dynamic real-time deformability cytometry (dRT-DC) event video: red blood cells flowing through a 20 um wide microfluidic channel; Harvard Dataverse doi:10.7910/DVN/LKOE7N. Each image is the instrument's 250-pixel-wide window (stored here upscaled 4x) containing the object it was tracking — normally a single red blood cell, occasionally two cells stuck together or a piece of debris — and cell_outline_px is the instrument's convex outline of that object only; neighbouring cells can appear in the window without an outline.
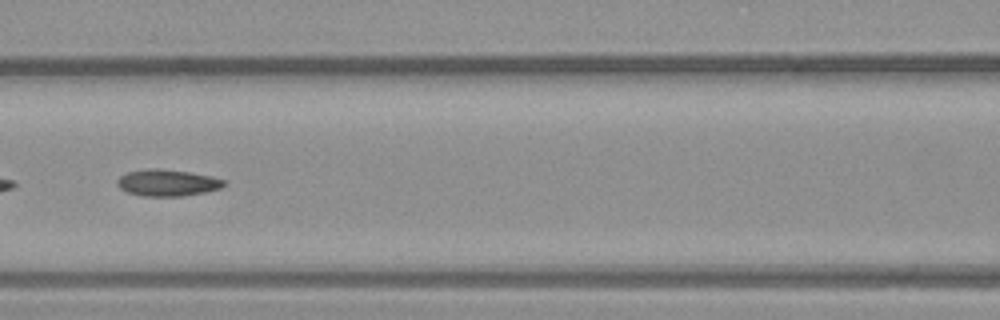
{"species": "common noctule bat (a hibernating species)", "species_latin": "Nyctalus noctula", "temperature_condition": "warm", "stored_images_in_passage": 53, "segment_of_instrument_passage": [2, 2], "camera_frame_rate_fps": 3000, "um_per_image_px": 0.085, "animal": {"sex": "male", "body_mass_g": 23.1, "forearm_length_mm": 52.7}, "frame": {"image": 1, "passage_image": 23, "time_ms": 7.333, "image_size_px": [1000, 320], "cell_outline_px": [[228, 184], [220, 188], [204, 192], [184, 196], [144, 196], [128, 192], [120, 188], [116, 184], [116, 180], [120, 176], [128, 172], [148, 168], [160, 168], [188, 172], [212, 176], [224, 180]], "centroid_in_image_um": [14.23, 15.53], "position_along_channel_um": 152.4, "area_um2": 16.59}}
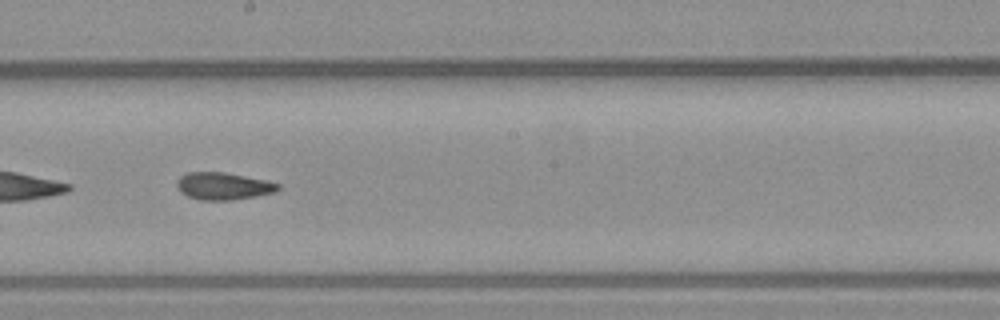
{"frame": {"image": 2, "passage_image": 29, "time_ms": 9.333, "image_size_px": [1000, 320], "cell_outline_px": [[280, 188], [276, 192], [256, 196], [232, 200], [200, 200], [188, 196], [180, 192], [176, 184], [176, 180], [180, 176], [188, 172], [224, 172], [264, 180], [280, 184]], "centroid_in_image_um": [18.96, 15.82], "position_along_channel_um": 229.2, "area_um2": 16.07}}
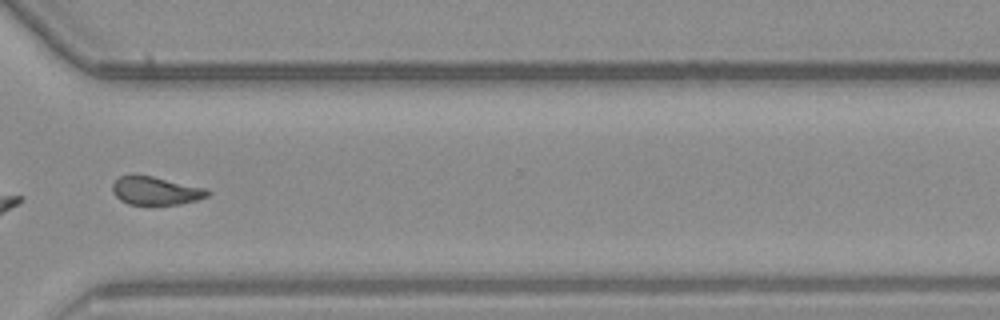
{"frame": {"image": 3, "passage_image": 39, "time_ms": 12.667, "image_size_px": [1000, 320], "cell_outline_px": [[208, 196], [196, 200], [180, 204], [128, 204], [120, 200], [112, 192], [112, 184], [120, 176], [132, 172], [152, 176], [208, 188]], "centroid_in_image_um": [13.19, 16.18], "position_along_channel_um": 357.4, "area_um2": 15.9}}